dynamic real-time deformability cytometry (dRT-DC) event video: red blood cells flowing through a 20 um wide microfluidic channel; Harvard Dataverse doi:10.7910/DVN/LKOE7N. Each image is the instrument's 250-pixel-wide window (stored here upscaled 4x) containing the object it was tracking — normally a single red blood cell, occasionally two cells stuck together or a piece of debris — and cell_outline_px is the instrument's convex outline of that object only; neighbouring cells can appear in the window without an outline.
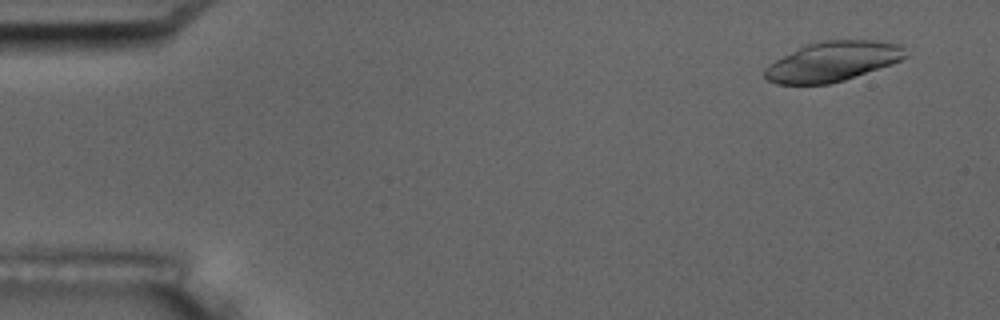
{"species": "common noctule bat (a hibernating species)", "species_latin": "Nyctalus noctula", "temperature_condition": "room temperature", "stored_images_in_passage": 4, "camera_frame_rate_fps": 3000, "um_per_image_px": 0.085, "animal": {"sex": "male", "body_mass_g": 17.5, "forearm_length_mm": 52.3}, "frame": {"image": 1, "passage_image": 1, "time_ms": 0.0, "image_size_px": [1000, 320], "cell_outline_px": [[908, 56], [892, 64], [844, 80], [828, 84], [776, 84], [768, 80], [764, 76], [764, 68], [768, 64], [808, 44], [824, 40], [872, 40], [900, 44]], "centroid_in_image_um": [70.78, 5.23], "position_along_channel_um": 14.2, "area_um2": 32.31}}